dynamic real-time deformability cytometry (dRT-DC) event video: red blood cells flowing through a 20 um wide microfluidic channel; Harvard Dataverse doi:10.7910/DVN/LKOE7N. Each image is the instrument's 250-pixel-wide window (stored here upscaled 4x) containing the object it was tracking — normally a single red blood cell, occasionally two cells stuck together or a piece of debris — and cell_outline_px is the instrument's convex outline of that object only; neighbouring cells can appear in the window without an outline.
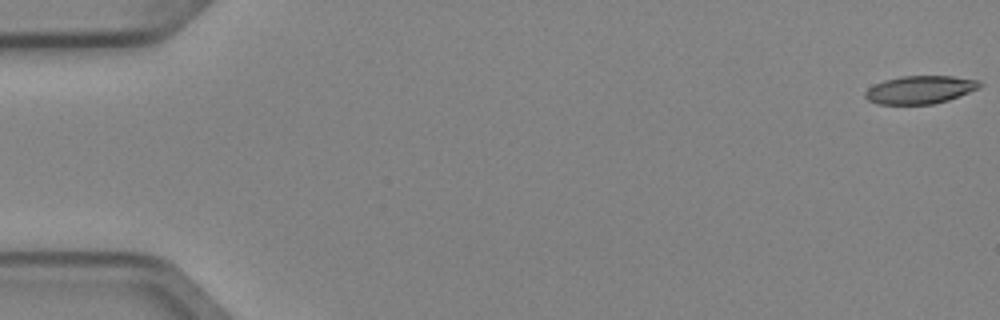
{"species": "Egyptian fruit bat (a non-hibernating species)", "species_latin": "Rousettus aegyptiacus", "temperature_condition": "cold", "stored_images_in_passage": 5, "camera_frame_rate_fps": 3000, "um_per_image_px": 0.085, "animal": {"sex": "female"}, "frame": {"image": 1, "passage_image": 1, "time_ms": 0.0, "image_size_px": [1000, 320], "cell_outline_px": [[984, 84], [980, 88], [960, 96], [948, 100], [932, 104], [880, 104], [868, 100], [864, 96], [864, 92], [868, 88], [884, 80], [900, 76], [952, 76], [980, 80]], "centroid_in_image_um": [78.25, 7.62], "position_along_channel_um": 6.8, "area_um2": 18.79}}
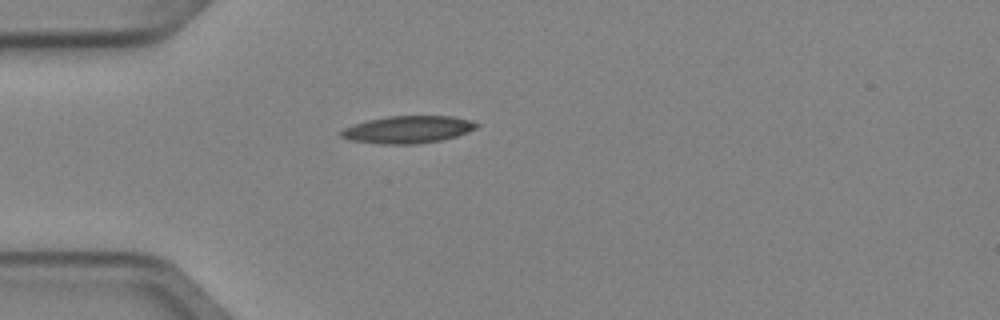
{"frame": {"image": 2, "passage_image": 5, "time_ms": 1.333, "image_size_px": [1000, 320], "cell_outline_px": [[480, 124], [476, 128], [468, 132], [456, 136], [440, 140], [420, 144], [380, 144], [348, 140], [340, 136], [340, 132], [344, 128], [368, 120], [388, 116], [452, 116], [472, 120]], "centroid_in_image_um": [34.69, 11.01], "position_along_channel_um": 50.3, "area_um2": 21.62}}